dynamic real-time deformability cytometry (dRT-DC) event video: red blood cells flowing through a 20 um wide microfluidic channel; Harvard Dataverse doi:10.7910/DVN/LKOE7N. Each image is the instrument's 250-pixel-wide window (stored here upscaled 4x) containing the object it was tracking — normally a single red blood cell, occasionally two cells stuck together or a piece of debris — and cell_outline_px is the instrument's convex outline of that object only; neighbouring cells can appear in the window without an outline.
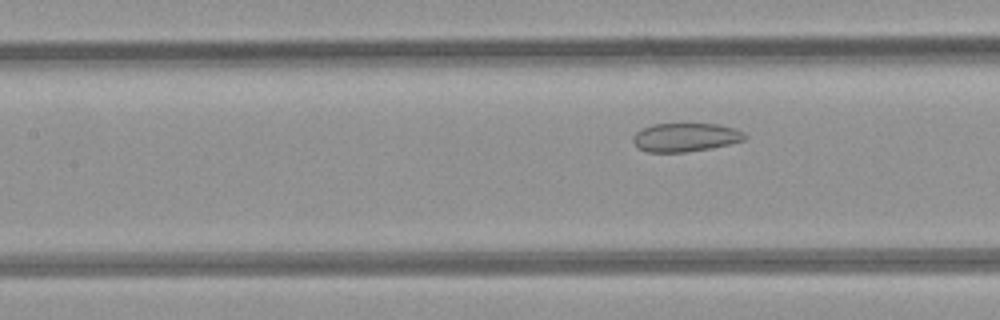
{"species": "common noctule bat (a hibernating species)", "species_latin": "Nyctalus noctula", "temperature_condition": "room temperature", "stored_images_in_passage": 5, "segment_of_instrument_passage": [2, 2], "camera_frame_rate_fps": 3000, "um_per_image_px": 0.085, "animal": {"sex": "female", "body_mass_g": 21.9}, "frame": {"image": 1, "passage_image": 5, "time_ms": 5.667, "image_size_px": [1000, 320], "cell_outline_px": [[748, 136], [744, 140], [712, 148], [684, 152], [648, 152], [640, 148], [632, 140], [632, 136], [636, 132], [652, 124], [720, 124], [736, 128], [744, 132]], "centroid_in_image_um": [58.3, 11.66], "position_along_channel_um": 149.1, "area_um2": 18.61}}